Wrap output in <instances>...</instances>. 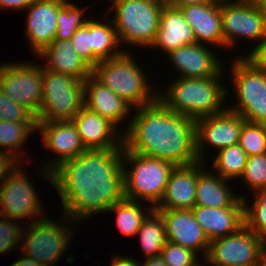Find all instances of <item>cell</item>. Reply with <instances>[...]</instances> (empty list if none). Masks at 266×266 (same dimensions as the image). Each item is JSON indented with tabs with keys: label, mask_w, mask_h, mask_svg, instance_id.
<instances>
[{
	"label": "cell",
	"mask_w": 266,
	"mask_h": 266,
	"mask_svg": "<svg viewBox=\"0 0 266 266\" xmlns=\"http://www.w3.org/2000/svg\"><path fill=\"white\" fill-rule=\"evenodd\" d=\"M214 156H216L212 161L214 173L223 179L229 180V182L230 180L241 178L245 170L248 155L239 144L226 147Z\"/></svg>",
	"instance_id": "31"
},
{
	"label": "cell",
	"mask_w": 266,
	"mask_h": 266,
	"mask_svg": "<svg viewBox=\"0 0 266 266\" xmlns=\"http://www.w3.org/2000/svg\"><path fill=\"white\" fill-rule=\"evenodd\" d=\"M11 266H46V265L40 264L22 254L21 258L15 261Z\"/></svg>",
	"instance_id": "46"
},
{
	"label": "cell",
	"mask_w": 266,
	"mask_h": 266,
	"mask_svg": "<svg viewBox=\"0 0 266 266\" xmlns=\"http://www.w3.org/2000/svg\"><path fill=\"white\" fill-rule=\"evenodd\" d=\"M165 223L167 240L191 249L203 260L206 258L210 241L196 221L192 210L155 209ZM203 252V253H202Z\"/></svg>",
	"instance_id": "18"
},
{
	"label": "cell",
	"mask_w": 266,
	"mask_h": 266,
	"mask_svg": "<svg viewBox=\"0 0 266 266\" xmlns=\"http://www.w3.org/2000/svg\"><path fill=\"white\" fill-rule=\"evenodd\" d=\"M233 62L229 73L237 102L227 108L246 122L266 124V72L256 69L243 56L235 57Z\"/></svg>",
	"instance_id": "9"
},
{
	"label": "cell",
	"mask_w": 266,
	"mask_h": 266,
	"mask_svg": "<svg viewBox=\"0 0 266 266\" xmlns=\"http://www.w3.org/2000/svg\"><path fill=\"white\" fill-rule=\"evenodd\" d=\"M255 45L243 57L256 69L266 72V37Z\"/></svg>",
	"instance_id": "40"
},
{
	"label": "cell",
	"mask_w": 266,
	"mask_h": 266,
	"mask_svg": "<svg viewBox=\"0 0 266 266\" xmlns=\"http://www.w3.org/2000/svg\"><path fill=\"white\" fill-rule=\"evenodd\" d=\"M206 167L198 174L195 206L212 208L244 207L243 198L230 189L228 181ZM228 183V184H227Z\"/></svg>",
	"instance_id": "25"
},
{
	"label": "cell",
	"mask_w": 266,
	"mask_h": 266,
	"mask_svg": "<svg viewBox=\"0 0 266 266\" xmlns=\"http://www.w3.org/2000/svg\"><path fill=\"white\" fill-rule=\"evenodd\" d=\"M18 161L10 154L0 151V182L7 177L8 173L17 165Z\"/></svg>",
	"instance_id": "41"
},
{
	"label": "cell",
	"mask_w": 266,
	"mask_h": 266,
	"mask_svg": "<svg viewBox=\"0 0 266 266\" xmlns=\"http://www.w3.org/2000/svg\"><path fill=\"white\" fill-rule=\"evenodd\" d=\"M0 120L8 122H37L36 115L29 108L7 98L1 89Z\"/></svg>",
	"instance_id": "37"
},
{
	"label": "cell",
	"mask_w": 266,
	"mask_h": 266,
	"mask_svg": "<svg viewBox=\"0 0 266 266\" xmlns=\"http://www.w3.org/2000/svg\"><path fill=\"white\" fill-rule=\"evenodd\" d=\"M84 80L43 68V90L37 122L72 121L84 107Z\"/></svg>",
	"instance_id": "8"
},
{
	"label": "cell",
	"mask_w": 266,
	"mask_h": 266,
	"mask_svg": "<svg viewBox=\"0 0 266 266\" xmlns=\"http://www.w3.org/2000/svg\"><path fill=\"white\" fill-rule=\"evenodd\" d=\"M110 266H139L138 260L133 257L116 256L113 258Z\"/></svg>",
	"instance_id": "43"
},
{
	"label": "cell",
	"mask_w": 266,
	"mask_h": 266,
	"mask_svg": "<svg viewBox=\"0 0 266 266\" xmlns=\"http://www.w3.org/2000/svg\"><path fill=\"white\" fill-rule=\"evenodd\" d=\"M197 44L192 27L186 21L180 8L166 3L161 9L160 24L152 50H163L168 54L171 50L184 45Z\"/></svg>",
	"instance_id": "23"
},
{
	"label": "cell",
	"mask_w": 266,
	"mask_h": 266,
	"mask_svg": "<svg viewBox=\"0 0 266 266\" xmlns=\"http://www.w3.org/2000/svg\"><path fill=\"white\" fill-rule=\"evenodd\" d=\"M135 109L122 130L128 151L163 159L175 167L199 162L195 119L169 110L159 99Z\"/></svg>",
	"instance_id": "2"
},
{
	"label": "cell",
	"mask_w": 266,
	"mask_h": 266,
	"mask_svg": "<svg viewBox=\"0 0 266 266\" xmlns=\"http://www.w3.org/2000/svg\"><path fill=\"white\" fill-rule=\"evenodd\" d=\"M0 89L7 98L37 115L42 102L43 67L31 61L1 64Z\"/></svg>",
	"instance_id": "12"
},
{
	"label": "cell",
	"mask_w": 266,
	"mask_h": 266,
	"mask_svg": "<svg viewBox=\"0 0 266 266\" xmlns=\"http://www.w3.org/2000/svg\"><path fill=\"white\" fill-rule=\"evenodd\" d=\"M86 149L123 148V133L108 119L85 106L72 120Z\"/></svg>",
	"instance_id": "20"
},
{
	"label": "cell",
	"mask_w": 266,
	"mask_h": 266,
	"mask_svg": "<svg viewBox=\"0 0 266 266\" xmlns=\"http://www.w3.org/2000/svg\"><path fill=\"white\" fill-rule=\"evenodd\" d=\"M70 40L77 54L91 66V18L76 30Z\"/></svg>",
	"instance_id": "39"
},
{
	"label": "cell",
	"mask_w": 266,
	"mask_h": 266,
	"mask_svg": "<svg viewBox=\"0 0 266 266\" xmlns=\"http://www.w3.org/2000/svg\"><path fill=\"white\" fill-rule=\"evenodd\" d=\"M36 0H0V9L25 10Z\"/></svg>",
	"instance_id": "42"
},
{
	"label": "cell",
	"mask_w": 266,
	"mask_h": 266,
	"mask_svg": "<svg viewBox=\"0 0 266 266\" xmlns=\"http://www.w3.org/2000/svg\"><path fill=\"white\" fill-rule=\"evenodd\" d=\"M101 21L91 18V67L94 68L103 60L115 58L127 50L120 49V41L109 14ZM104 20H107L106 22ZM104 21V23H103Z\"/></svg>",
	"instance_id": "27"
},
{
	"label": "cell",
	"mask_w": 266,
	"mask_h": 266,
	"mask_svg": "<svg viewBox=\"0 0 266 266\" xmlns=\"http://www.w3.org/2000/svg\"><path fill=\"white\" fill-rule=\"evenodd\" d=\"M213 1L215 0H168L166 4L172 7L180 8L189 4H205Z\"/></svg>",
	"instance_id": "44"
},
{
	"label": "cell",
	"mask_w": 266,
	"mask_h": 266,
	"mask_svg": "<svg viewBox=\"0 0 266 266\" xmlns=\"http://www.w3.org/2000/svg\"><path fill=\"white\" fill-rule=\"evenodd\" d=\"M62 217L60 223L48 216L27 223L23 228L20 246L23 255L40 264L54 266L69 249L71 238L75 235L70 228L72 220L65 214Z\"/></svg>",
	"instance_id": "7"
},
{
	"label": "cell",
	"mask_w": 266,
	"mask_h": 266,
	"mask_svg": "<svg viewBox=\"0 0 266 266\" xmlns=\"http://www.w3.org/2000/svg\"><path fill=\"white\" fill-rule=\"evenodd\" d=\"M37 131L42 135L43 146L57 155L54 161L43 162L45 164L39 168L44 170L40 174L52 183L51 171L63 161L78 157L86 148L73 121L37 122Z\"/></svg>",
	"instance_id": "15"
},
{
	"label": "cell",
	"mask_w": 266,
	"mask_h": 266,
	"mask_svg": "<svg viewBox=\"0 0 266 266\" xmlns=\"http://www.w3.org/2000/svg\"><path fill=\"white\" fill-rule=\"evenodd\" d=\"M84 106L108 119L117 128L134 108L93 75L84 81ZM88 96V97H87Z\"/></svg>",
	"instance_id": "22"
},
{
	"label": "cell",
	"mask_w": 266,
	"mask_h": 266,
	"mask_svg": "<svg viewBox=\"0 0 266 266\" xmlns=\"http://www.w3.org/2000/svg\"><path fill=\"white\" fill-rule=\"evenodd\" d=\"M255 196L250 207L246 198L244 203V226L257 236L266 239V189L253 191Z\"/></svg>",
	"instance_id": "32"
},
{
	"label": "cell",
	"mask_w": 266,
	"mask_h": 266,
	"mask_svg": "<svg viewBox=\"0 0 266 266\" xmlns=\"http://www.w3.org/2000/svg\"><path fill=\"white\" fill-rule=\"evenodd\" d=\"M136 236H139L140 246L145 258L159 256L167 240L166 227L161 214L153 209L143 220Z\"/></svg>",
	"instance_id": "28"
},
{
	"label": "cell",
	"mask_w": 266,
	"mask_h": 266,
	"mask_svg": "<svg viewBox=\"0 0 266 266\" xmlns=\"http://www.w3.org/2000/svg\"><path fill=\"white\" fill-rule=\"evenodd\" d=\"M241 179L252 192L266 189V153L248 157Z\"/></svg>",
	"instance_id": "35"
},
{
	"label": "cell",
	"mask_w": 266,
	"mask_h": 266,
	"mask_svg": "<svg viewBox=\"0 0 266 266\" xmlns=\"http://www.w3.org/2000/svg\"><path fill=\"white\" fill-rule=\"evenodd\" d=\"M266 21V0H254Z\"/></svg>",
	"instance_id": "48"
},
{
	"label": "cell",
	"mask_w": 266,
	"mask_h": 266,
	"mask_svg": "<svg viewBox=\"0 0 266 266\" xmlns=\"http://www.w3.org/2000/svg\"><path fill=\"white\" fill-rule=\"evenodd\" d=\"M20 224L16 220L0 216V254L9 253L21 246L24 226Z\"/></svg>",
	"instance_id": "38"
},
{
	"label": "cell",
	"mask_w": 266,
	"mask_h": 266,
	"mask_svg": "<svg viewBox=\"0 0 266 266\" xmlns=\"http://www.w3.org/2000/svg\"><path fill=\"white\" fill-rule=\"evenodd\" d=\"M263 241L243 226L234 234L210 241L205 265L259 266Z\"/></svg>",
	"instance_id": "13"
},
{
	"label": "cell",
	"mask_w": 266,
	"mask_h": 266,
	"mask_svg": "<svg viewBox=\"0 0 266 266\" xmlns=\"http://www.w3.org/2000/svg\"><path fill=\"white\" fill-rule=\"evenodd\" d=\"M139 266H167V265L165 264L162 257L159 255V256L146 258L141 264L139 261Z\"/></svg>",
	"instance_id": "45"
},
{
	"label": "cell",
	"mask_w": 266,
	"mask_h": 266,
	"mask_svg": "<svg viewBox=\"0 0 266 266\" xmlns=\"http://www.w3.org/2000/svg\"><path fill=\"white\" fill-rule=\"evenodd\" d=\"M221 74L224 71L209 78H182L177 75L178 79H174L166 91L164 89L162 94L158 93V99L169 110L195 120L218 114L227 108L224 105L228 89Z\"/></svg>",
	"instance_id": "3"
},
{
	"label": "cell",
	"mask_w": 266,
	"mask_h": 266,
	"mask_svg": "<svg viewBox=\"0 0 266 266\" xmlns=\"http://www.w3.org/2000/svg\"><path fill=\"white\" fill-rule=\"evenodd\" d=\"M259 266H266V239L262 243Z\"/></svg>",
	"instance_id": "47"
},
{
	"label": "cell",
	"mask_w": 266,
	"mask_h": 266,
	"mask_svg": "<svg viewBox=\"0 0 266 266\" xmlns=\"http://www.w3.org/2000/svg\"><path fill=\"white\" fill-rule=\"evenodd\" d=\"M123 148L86 149L55 167L52 185L72 223L107 210L124 196Z\"/></svg>",
	"instance_id": "1"
},
{
	"label": "cell",
	"mask_w": 266,
	"mask_h": 266,
	"mask_svg": "<svg viewBox=\"0 0 266 266\" xmlns=\"http://www.w3.org/2000/svg\"><path fill=\"white\" fill-rule=\"evenodd\" d=\"M122 167L125 198L148 202L153 208L162 199L170 173L175 168L170 162L139 155L128 151L124 146Z\"/></svg>",
	"instance_id": "6"
},
{
	"label": "cell",
	"mask_w": 266,
	"mask_h": 266,
	"mask_svg": "<svg viewBox=\"0 0 266 266\" xmlns=\"http://www.w3.org/2000/svg\"><path fill=\"white\" fill-rule=\"evenodd\" d=\"M86 10L67 0L57 16V32L55 39L70 40L76 30L83 26L89 18H84Z\"/></svg>",
	"instance_id": "33"
},
{
	"label": "cell",
	"mask_w": 266,
	"mask_h": 266,
	"mask_svg": "<svg viewBox=\"0 0 266 266\" xmlns=\"http://www.w3.org/2000/svg\"><path fill=\"white\" fill-rule=\"evenodd\" d=\"M204 44L184 45L171 50L168 54L169 61L176 68L182 78H209L223 73L221 59L216 56L213 48ZM220 59V61H219ZM181 75V76H180Z\"/></svg>",
	"instance_id": "17"
},
{
	"label": "cell",
	"mask_w": 266,
	"mask_h": 266,
	"mask_svg": "<svg viewBox=\"0 0 266 266\" xmlns=\"http://www.w3.org/2000/svg\"><path fill=\"white\" fill-rule=\"evenodd\" d=\"M66 1L36 0L25 9V36L36 55L55 40L57 16Z\"/></svg>",
	"instance_id": "16"
},
{
	"label": "cell",
	"mask_w": 266,
	"mask_h": 266,
	"mask_svg": "<svg viewBox=\"0 0 266 266\" xmlns=\"http://www.w3.org/2000/svg\"><path fill=\"white\" fill-rule=\"evenodd\" d=\"M223 48H234L236 40L260 43L266 37V21L254 0H221Z\"/></svg>",
	"instance_id": "11"
},
{
	"label": "cell",
	"mask_w": 266,
	"mask_h": 266,
	"mask_svg": "<svg viewBox=\"0 0 266 266\" xmlns=\"http://www.w3.org/2000/svg\"><path fill=\"white\" fill-rule=\"evenodd\" d=\"M130 51L103 60L92 69V75L133 108L149 105L158 99L146 75ZM149 82V83H148ZM151 86V87H150Z\"/></svg>",
	"instance_id": "4"
},
{
	"label": "cell",
	"mask_w": 266,
	"mask_h": 266,
	"mask_svg": "<svg viewBox=\"0 0 266 266\" xmlns=\"http://www.w3.org/2000/svg\"><path fill=\"white\" fill-rule=\"evenodd\" d=\"M19 163L0 183V216L17 222L22 219V224L26 225L29 220L31 222L44 218L43 214L45 213L37 195L39 192L36 191L33 181L30 182L31 179L25 174L27 172L22 170ZM34 217L35 219L31 220Z\"/></svg>",
	"instance_id": "10"
},
{
	"label": "cell",
	"mask_w": 266,
	"mask_h": 266,
	"mask_svg": "<svg viewBox=\"0 0 266 266\" xmlns=\"http://www.w3.org/2000/svg\"><path fill=\"white\" fill-rule=\"evenodd\" d=\"M192 27L197 43L223 47L221 0L180 7ZM209 43V44H208Z\"/></svg>",
	"instance_id": "21"
},
{
	"label": "cell",
	"mask_w": 266,
	"mask_h": 266,
	"mask_svg": "<svg viewBox=\"0 0 266 266\" xmlns=\"http://www.w3.org/2000/svg\"><path fill=\"white\" fill-rule=\"evenodd\" d=\"M160 256L167 266H199L198 255L191 249L167 241Z\"/></svg>",
	"instance_id": "36"
},
{
	"label": "cell",
	"mask_w": 266,
	"mask_h": 266,
	"mask_svg": "<svg viewBox=\"0 0 266 266\" xmlns=\"http://www.w3.org/2000/svg\"><path fill=\"white\" fill-rule=\"evenodd\" d=\"M37 56L46 59V63L41 65L47 70L68 74L84 81L92 75L93 68L77 54L71 40L55 39Z\"/></svg>",
	"instance_id": "24"
},
{
	"label": "cell",
	"mask_w": 266,
	"mask_h": 266,
	"mask_svg": "<svg viewBox=\"0 0 266 266\" xmlns=\"http://www.w3.org/2000/svg\"><path fill=\"white\" fill-rule=\"evenodd\" d=\"M112 7L105 13H114L113 25L120 44L148 48L155 41L160 24L161 0H110ZM112 10V11H111Z\"/></svg>",
	"instance_id": "5"
},
{
	"label": "cell",
	"mask_w": 266,
	"mask_h": 266,
	"mask_svg": "<svg viewBox=\"0 0 266 266\" xmlns=\"http://www.w3.org/2000/svg\"><path fill=\"white\" fill-rule=\"evenodd\" d=\"M153 209L152 206L144 208L140 201L124 198L110 206L107 212L115 211L116 226L123 235L134 236L140 229L143 220Z\"/></svg>",
	"instance_id": "30"
},
{
	"label": "cell",
	"mask_w": 266,
	"mask_h": 266,
	"mask_svg": "<svg viewBox=\"0 0 266 266\" xmlns=\"http://www.w3.org/2000/svg\"><path fill=\"white\" fill-rule=\"evenodd\" d=\"M205 162L188 166H176L170 173L164 194L154 209L192 210L195 206L198 174Z\"/></svg>",
	"instance_id": "19"
},
{
	"label": "cell",
	"mask_w": 266,
	"mask_h": 266,
	"mask_svg": "<svg viewBox=\"0 0 266 266\" xmlns=\"http://www.w3.org/2000/svg\"><path fill=\"white\" fill-rule=\"evenodd\" d=\"M245 122L241 115L228 108L218 114L198 118L196 120V153L199 161L206 160L204 155L207 145H209L208 148L214 147L215 152H219L226 147L238 144Z\"/></svg>",
	"instance_id": "14"
},
{
	"label": "cell",
	"mask_w": 266,
	"mask_h": 266,
	"mask_svg": "<svg viewBox=\"0 0 266 266\" xmlns=\"http://www.w3.org/2000/svg\"><path fill=\"white\" fill-rule=\"evenodd\" d=\"M238 144L249 156L266 153V124L245 122Z\"/></svg>",
	"instance_id": "34"
},
{
	"label": "cell",
	"mask_w": 266,
	"mask_h": 266,
	"mask_svg": "<svg viewBox=\"0 0 266 266\" xmlns=\"http://www.w3.org/2000/svg\"><path fill=\"white\" fill-rule=\"evenodd\" d=\"M192 212L209 241L234 234L244 226V207L194 206Z\"/></svg>",
	"instance_id": "26"
},
{
	"label": "cell",
	"mask_w": 266,
	"mask_h": 266,
	"mask_svg": "<svg viewBox=\"0 0 266 266\" xmlns=\"http://www.w3.org/2000/svg\"><path fill=\"white\" fill-rule=\"evenodd\" d=\"M33 132H37V122H8L0 120V151L10 154L18 162H21L22 158L19 157L22 154H26L22 147L25 146L26 140Z\"/></svg>",
	"instance_id": "29"
}]
</instances>
